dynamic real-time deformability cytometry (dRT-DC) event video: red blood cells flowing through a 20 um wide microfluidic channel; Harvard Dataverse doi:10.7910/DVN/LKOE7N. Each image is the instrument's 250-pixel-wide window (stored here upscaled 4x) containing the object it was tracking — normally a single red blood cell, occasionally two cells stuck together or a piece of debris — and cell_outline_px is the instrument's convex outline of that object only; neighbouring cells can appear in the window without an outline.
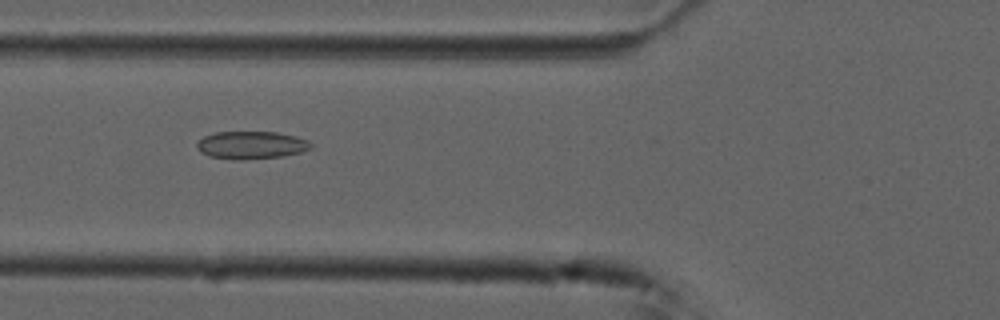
{"species": "common noctule bat (a hibernating species)", "species_latin": "Nyctalus noctula", "temperature_condition": "cold", "stored_images_in_passage": 34, "camera_frame_rate_fps": 3000, "um_per_image_px": 0.085, "animal": {"sex": "male", "forearm_length_mm": 52.5}, "frame": {"image": 1, "passage_image": 3, "time_ms": 0.667, "image_size_px": [1000, 320], "cell_outline_px": [[312, 148], [300, 152], [284, 156], [244, 160], [236, 160], [208, 156], [200, 152], [196, 148], [196, 144], [204, 136], [216, 132], [276, 132], [296, 136], [308, 140], [312, 144]], "centroid_in_image_um": [21.35, 12.34], "position_along_channel_um": 104.4, "area_um2": 18.55}}
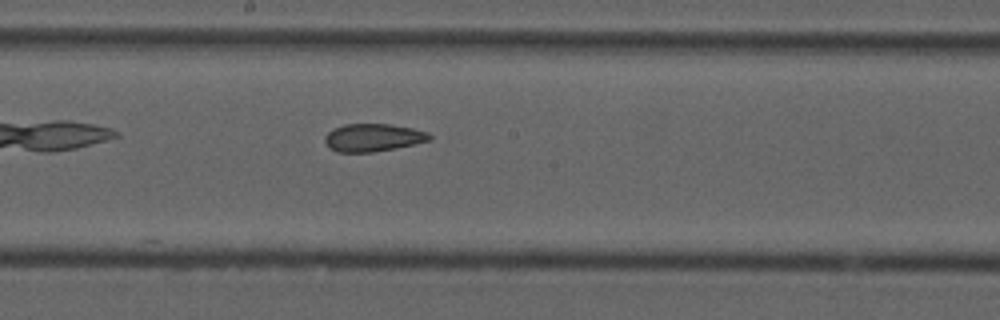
{"frame": {"image": 2, "passage_image": 12, "time_ms": 3.667, "image_size_px": [1000, 320], "cell_outline_px": [[432, 140], [372, 152], [336, 152], [328, 148], [324, 140], [324, 136], [332, 128], [344, 124], [388, 124], [412, 128], [428, 132], [432, 136]], "centroid_in_image_um": [31.66, 11.69], "position_along_channel_um": 216.5, "area_um2": 16.94}}
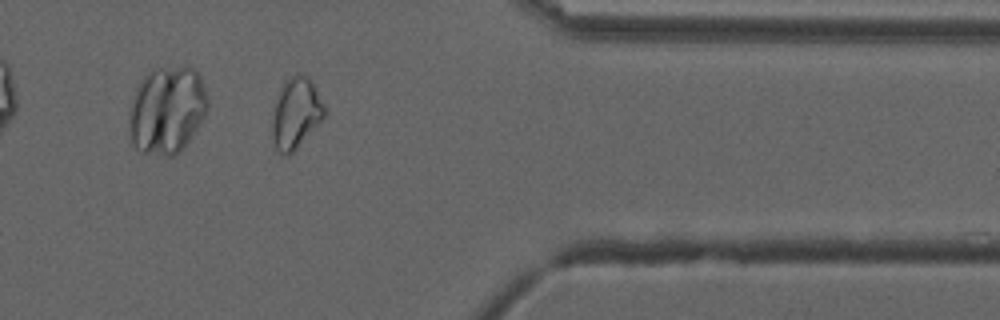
{"frame": {"image": 3, "passage_image": 27, "time_ms": 8.667, "image_size_px": [1000, 320], "cell_outline_px": [[328, 112], [324, 120], [288, 156], [284, 156], [276, 148], [272, 136], [272, 120], [280, 88], [284, 80], [292, 76], [308, 76], [312, 80]], "centroid_in_image_um": [25.2, 9.64], "position_along_channel_um": 386.2, "area_um2": 21.56}}